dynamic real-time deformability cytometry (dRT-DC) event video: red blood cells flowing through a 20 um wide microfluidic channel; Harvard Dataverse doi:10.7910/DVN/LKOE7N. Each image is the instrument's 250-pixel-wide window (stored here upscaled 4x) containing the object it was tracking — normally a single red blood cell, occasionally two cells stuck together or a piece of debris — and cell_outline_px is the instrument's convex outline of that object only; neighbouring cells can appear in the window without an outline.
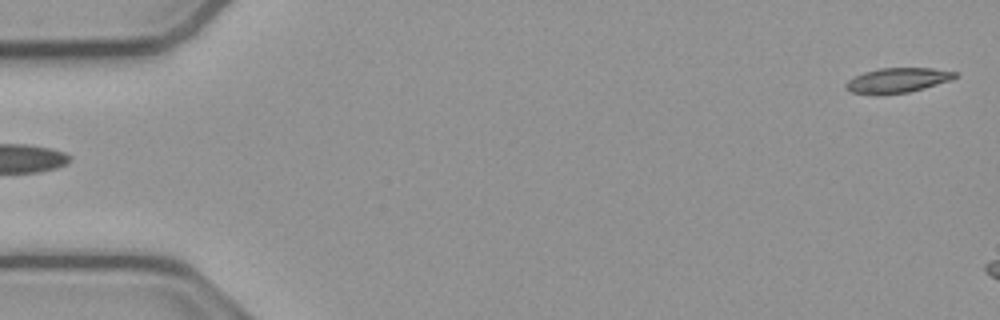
{"species": "common noctule bat (a hibernating species)", "species_latin": "Nyctalus noctula", "temperature_condition": "cold", "stored_images_in_passage": 6, "camera_frame_rate_fps": 3000, "um_per_image_px": 0.085, "animal": {"sex": "male", "body_mass_g": 23.1, "forearm_length_mm": 52.7}, "frame": {"image": 1, "passage_image": 1, "time_ms": 0.0, "image_size_px": [1000, 320], "cell_outline_px": [[960, 76], [952, 80], [924, 88], [908, 92], [852, 92], [844, 88], [844, 84], [848, 80], [864, 72], [880, 68], [932, 68], [956, 72]], "centroid_in_image_um": [76.36, 6.78], "position_along_channel_um": 8.6, "area_um2": 15.26}}